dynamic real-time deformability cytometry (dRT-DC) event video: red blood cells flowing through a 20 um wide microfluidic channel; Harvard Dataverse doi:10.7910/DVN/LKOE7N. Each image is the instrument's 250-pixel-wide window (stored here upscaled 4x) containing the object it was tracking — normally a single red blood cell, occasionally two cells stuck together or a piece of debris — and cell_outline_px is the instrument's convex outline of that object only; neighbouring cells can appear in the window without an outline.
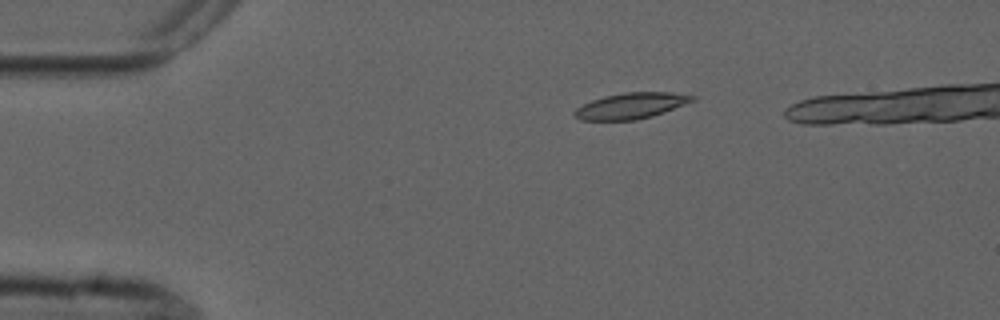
{"species": "common noctule bat (a hibernating species)", "species_latin": "Nyctalus noctula", "temperature_condition": "cold", "stored_images_in_passage": 6, "camera_frame_rate_fps": 3000, "um_per_image_px": 0.085, "animal": {"sex": "male", "forearm_length_mm": 52.5}, "frame": {"image": 1, "passage_image": 3, "time_ms": 3.0, "image_size_px": [1000, 320], "cell_outline_px": [[696, 100], [664, 112], [652, 116], [636, 120], [580, 120], [572, 116], [572, 112], [576, 108], [592, 100], [604, 96], [624, 92], [672, 92], [696, 96]], "centroid_in_image_um": [53.62, 8.99], "position_along_channel_um": 31.4, "area_um2": 17.92}}